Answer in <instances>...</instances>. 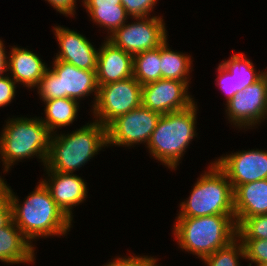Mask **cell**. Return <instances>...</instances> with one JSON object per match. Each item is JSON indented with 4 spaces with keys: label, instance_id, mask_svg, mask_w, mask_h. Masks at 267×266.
Instances as JSON below:
<instances>
[{
    "label": "cell",
    "instance_id": "17",
    "mask_svg": "<svg viewBox=\"0 0 267 266\" xmlns=\"http://www.w3.org/2000/svg\"><path fill=\"white\" fill-rule=\"evenodd\" d=\"M133 56L110 41L102 44L98 53L97 83L106 85L133 77Z\"/></svg>",
    "mask_w": 267,
    "mask_h": 266
},
{
    "label": "cell",
    "instance_id": "15",
    "mask_svg": "<svg viewBox=\"0 0 267 266\" xmlns=\"http://www.w3.org/2000/svg\"><path fill=\"white\" fill-rule=\"evenodd\" d=\"M218 77L215 79L225 92L226 103L240 91L259 80L266 71L256 73L254 64L243 53L232 55L228 60H223L217 67Z\"/></svg>",
    "mask_w": 267,
    "mask_h": 266
},
{
    "label": "cell",
    "instance_id": "2",
    "mask_svg": "<svg viewBox=\"0 0 267 266\" xmlns=\"http://www.w3.org/2000/svg\"><path fill=\"white\" fill-rule=\"evenodd\" d=\"M45 168L74 173L107 146V127L98 121L87 123L70 134H53Z\"/></svg>",
    "mask_w": 267,
    "mask_h": 266
},
{
    "label": "cell",
    "instance_id": "22",
    "mask_svg": "<svg viewBox=\"0 0 267 266\" xmlns=\"http://www.w3.org/2000/svg\"><path fill=\"white\" fill-rule=\"evenodd\" d=\"M168 47L167 40L161 44V79L189 82L191 56Z\"/></svg>",
    "mask_w": 267,
    "mask_h": 266
},
{
    "label": "cell",
    "instance_id": "3",
    "mask_svg": "<svg viewBox=\"0 0 267 266\" xmlns=\"http://www.w3.org/2000/svg\"><path fill=\"white\" fill-rule=\"evenodd\" d=\"M173 234L182 250L203 259L237 237L235 215L177 218Z\"/></svg>",
    "mask_w": 267,
    "mask_h": 266
},
{
    "label": "cell",
    "instance_id": "8",
    "mask_svg": "<svg viewBox=\"0 0 267 266\" xmlns=\"http://www.w3.org/2000/svg\"><path fill=\"white\" fill-rule=\"evenodd\" d=\"M98 86V96L92 110L95 121L105 127L118 116L142 105V85L134 77Z\"/></svg>",
    "mask_w": 267,
    "mask_h": 266
},
{
    "label": "cell",
    "instance_id": "18",
    "mask_svg": "<svg viewBox=\"0 0 267 266\" xmlns=\"http://www.w3.org/2000/svg\"><path fill=\"white\" fill-rule=\"evenodd\" d=\"M7 56V71L12 79L28 88L36 87L48 69L45 62L32 51L13 46Z\"/></svg>",
    "mask_w": 267,
    "mask_h": 266
},
{
    "label": "cell",
    "instance_id": "13",
    "mask_svg": "<svg viewBox=\"0 0 267 266\" xmlns=\"http://www.w3.org/2000/svg\"><path fill=\"white\" fill-rule=\"evenodd\" d=\"M226 174L233 190L245 183L267 179V151L242 150L214 161Z\"/></svg>",
    "mask_w": 267,
    "mask_h": 266
},
{
    "label": "cell",
    "instance_id": "4",
    "mask_svg": "<svg viewBox=\"0 0 267 266\" xmlns=\"http://www.w3.org/2000/svg\"><path fill=\"white\" fill-rule=\"evenodd\" d=\"M53 134L39 117L8 119L0 134V158L4 170L8 172L15 162L34 156L45 166Z\"/></svg>",
    "mask_w": 267,
    "mask_h": 266
},
{
    "label": "cell",
    "instance_id": "16",
    "mask_svg": "<svg viewBox=\"0 0 267 266\" xmlns=\"http://www.w3.org/2000/svg\"><path fill=\"white\" fill-rule=\"evenodd\" d=\"M46 172L49 176L48 181L42 179V182L49 189L58 207L73 221V207L82 203L87 196L86 182L73 173Z\"/></svg>",
    "mask_w": 267,
    "mask_h": 266
},
{
    "label": "cell",
    "instance_id": "14",
    "mask_svg": "<svg viewBox=\"0 0 267 266\" xmlns=\"http://www.w3.org/2000/svg\"><path fill=\"white\" fill-rule=\"evenodd\" d=\"M53 28L60 48L54 60H61L83 70H97L99 50L84 35L59 25Z\"/></svg>",
    "mask_w": 267,
    "mask_h": 266
},
{
    "label": "cell",
    "instance_id": "20",
    "mask_svg": "<svg viewBox=\"0 0 267 266\" xmlns=\"http://www.w3.org/2000/svg\"><path fill=\"white\" fill-rule=\"evenodd\" d=\"M34 249L13 219L0 228V261L7 264L33 263L36 258Z\"/></svg>",
    "mask_w": 267,
    "mask_h": 266
},
{
    "label": "cell",
    "instance_id": "7",
    "mask_svg": "<svg viewBox=\"0 0 267 266\" xmlns=\"http://www.w3.org/2000/svg\"><path fill=\"white\" fill-rule=\"evenodd\" d=\"M36 88L42 101L55 98L80 101L94 92V107L99 86L96 70H83L61 60H54L52 69L46 70Z\"/></svg>",
    "mask_w": 267,
    "mask_h": 266
},
{
    "label": "cell",
    "instance_id": "31",
    "mask_svg": "<svg viewBox=\"0 0 267 266\" xmlns=\"http://www.w3.org/2000/svg\"><path fill=\"white\" fill-rule=\"evenodd\" d=\"M146 256H132L127 257H117L115 260L106 263L104 266H139V263L145 258Z\"/></svg>",
    "mask_w": 267,
    "mask_h": 266
},
{
    "label": "cell",
    "instance_id": "9",
    "mask_svg": "<svg viewBox=\"0 0 267 266\" xmlns=\"http://www.w3.org/2000/svg\"><path fill=\"white\" fill-rule=\"evenodd\" d=\"M133 19L136 20L134 23H125L105 39L132 56L156 49L168 40L164 19L159 15Z\"/></svg>",
    "mask_w": 267,
    "mask_h": 266
},
{
    "label": "cell",
    "instance_id": "34",
    "mask_svg": "<svg viewBox=\"0 0 267 266\" xmlns=\"http://www.w3.org/2000/svg\"><path fill=\"white\" fill-rule=\"evenodd\" d=\"M12 219V206L9 201L2 209H0V228L6 226Z\"/></svg>",
    "mask_w": 267,
    "mask_h": 266
},
{
    "label": "cell",
    "instance_id": "12",
    "mask_svg": "<svg viewBox=\"0 0 267 266\" xmlns=\"http://www.w3.org/2000/svg\"><path fill=\"white\" fill-rule=\"evenodd\" d=\"M189 82L160 79L142 85V106L164 115L192 106L194 98L188 95Z\"/></svg>",
    "mask_w": 267,
    "mask_h": 266
},
{
    "label": "cell",
    "instance_id": "35",
    "mask_svg": "<svg viewBox=\"0 0 267 266\" xmlns=\"http://www.w3.org/2000/svg\"><path fill=\"white\" fill-rule=\"evenodd\" d=\"M4 43L0 39V76L7 72V51H5Z\"/></svg>",
    "mask_w": 267,
    "mask_h": 266
},
{
    "label": "cell",
    "instance_id": "23",
    "mask_svg": "<svg viewBox=\"0 0 267 266\" xmlns=\"http://www.w3.org/2000/svg\"><path fill=\"white\" fill-rule=\"evenodd\" d=\"M133 77L141 84L161 79V45L133 56Z\"/></svg>",
    "mask_w": 267,
    "mask_h": 266
},
{
    "label": "cell",
    "instance_id": "10",
    "mask_svg": "<svg viewBox=\"0 0 267 266\" xmlns=\"http://www.w3.org/2000/svg\"><path fill=\"white\" fill-rule=\"evenodd\" d=\"M160 116L142 105L118 116L107 126V147L111 144L125 147L138 143L147 145Z\"/></svg>",
    "mask_w": 267,
    "mask_h": 266
},
{
    "label": "cell",
    "instance_id": "30",
    "mask_svg": "<svg viewBox=\"0 0 267 266\" xmlns=\"http://www.w3.org/2000/svg\"><path fill=\"white\" fill-rule=\"evenodd\" d=\"M57 12L69 16H75L76 0H46Z\"/></svg>",
    "mask_w": 267,
    "mask_h": 266
},
{
    "label": "cell",
    "instance_id": "33",
    "mask_svg": "<svg viewBox=\"0 0 267 266\" xmlns=\"http://www.w3.org/2000/svg\"><path fill=\"white\" fill-rule=\"evenodd\" d=\"M7 182L4 181V178L0 176V209H2L9 201H10V191L11 187H9Z\"/></svg>",
    "mask_w": 267,
    "mask_h": 266
},
{
    "label": "cell",
    "instance_id": "21",
    "mask_svg": "<svg viewBox=\"0 0 267 266\" xmlns=\"http://www.w3.org/2000/svg\"><path fill=\"white\" fill-rule=\"evenodd\" d=\"M45 103L46 118L41 117V121L53 133H56L59 127H65L72 124L77 119L79 111V101L71 98H55L43 101Z\"/></svg>",
    "mask_w": 267,
    "mask_h": 266
},
{
    "label": "cell",
    "instance_id": "11",
    "mask_svg": "<svg viewBox=\"0 0 267 266\" xmlns=\"http://www.w3.org/2000/svg\"><path fill=\"white\" fill-rule=\"evenodd\" d=\"M225 105L228 120L239 128L255 127L267 118V71L244 91L237 92Z\"/></svg>",
    "mask_w": 267,
    "mask_h": 266
},
{
    "label": "cell",
    "instance_id": "5",
    "mask_svg": "<svg viewBox=\"0 0 267 266\" xmlns=\"http://www.w3.org/2000/svg\"><path fill=\"white\" fill-rule=\"evenodd\" d=\"M197 104L160 116L147 147L150 154L171 169L179 165L196 133ZM196 135V136H195Z\"/></svg>",
    "mask_w": 267,
    "mask_h": 266
},
{
    "label": "cell",
    "instance_id": "24",
    "mask_svg": "<svg viewBox=\"0 0 267 266\" xmlns=\"http://www.w3.org/2000/svg\"><path fill=\"white\" fill-rule=\"evenodd\" d=\"M90 14V18L96 25L107 29L110 35L125 23H127L128 14L122 5L107 7H85ZM104 26V27H103Z\"/></svg>",
    "mask_w": 267,
    "mask_h": 266
},
{
    "label": "cell",
    "instance_id": "28",
    "mask_svg": "<svg viewBox=\"0 0 267 266\" xmlns=\"http://www.w3.org/2000/svg\"><path fill=\"white\" fill-rule=\"evenodd\" d=\"M156 3L157 0H121V5L132 18L150 16Z\"/></svg>",
    "mask_w": 267,
    "mask_h": 266
},
{
    "label": "cell",
    "instance_id": "36",
    "mask_svg": "<svg viewBox=\"0 0 267 266\" xmlns=\"http://www.w3.org/2000/svg\"><path fill=\"white\" fill-rule=\"evenodd\" d=\"M157 259L153 257L146 256L140 263L139 266H158Z\"/></svg>",
    "mask_w": 267,
    "mask_h": 266
},
{
    "label": "cell",
    "instance_id": "19",
    "mask_svg": "<svg viewBox=\"0 0 267 266\" xmlns=\"http://www.w3.org/2000/svg\"><path fill=\"white\" fill-rule=\"evenodd\" d=\"M234 212L237 226L245 218L267 214V179L238 185L234 189Z\"/></svg>",
    "mask_w": 267,
    "mask_h": 266
},
{
    "label": "cell",
    "instance_id": "32",
    "mask_svg": "<svg viewBox=\"0 0 267 266\" xmlns=\"http://www.w3.org/2000/svg\"><path fill=\"white\" fill-rule=\"evenodd\" d=\"M85 7H107L121 5V0H83Z\"/></svg>",
    "mask_w": 267,
    "mask_h": 266
},
{
    "label": "cell",
    "instance_id": "26",
    "mask_svg": "<svg viewBox=\"0 0 267 266\" xmlns=\"http://www.w3.org/2000/svg\"><path fill=\"white\" fill-rule=\"evenodd\" d=\"M239 239H264L267 240V214L245 218L237 226Z\"/></svg>",
    "mask_w": 267,
    "mask_h": 266
},
{
    "label": "cell",
    "instance_id": "1",
    "mask_svg": "<svg viewBox=\"0 0 267 266\" xmlns=\"http://www.w3.org/2000/svg\"><path fill=\"white\" fill-rule=\"evenodd\" d=\"M25 199L19 203L18 197L10 191L13 221L31 243L40 237L65 236L70 230L72 221L58 207L42 181Z\"/></svg>",
    "mask_w": 267,
    "mask_h": 266
},
{
    "label": "cell",
    "instance_id": "27",
    "mask_svg": "<svg viewBox=\"0 0 267 266\" xmlns=\"http://www.w3.org/2000/svg\"><path fill=\"white\" fill-rule=\"evenodd\" d=\"M245 251V259L259 266L267 263V240L264 239H240Z\"/></svg>",
    "mask_w": 267,
    "mask_h": 266
},
{
    "label": "cell",
    "instance_id": "37",
    "mask_svg": "<svg viewBox=\"0 0 267 266\" xmlns=\"http://www.w3.org/2000/svg\"><path fill=\"white\" fill-rule=\"evenodd\" d=\"M259 266H267V263H264V264H260Z\"/></svg>",
    "mask_w": 267,
    "mask_h": 266
},
{
    "label": "cell",
    "instance_id": "6",
    "mask_svg": "<svg viewBox=\"0 0 267 266\" xmlns=\"http://www.w3.org/2000/svg\"><path fill=\"white\" fill-rule=\"evenodd\" d=\"M208 168L197 179L188 199L180 203L176 218L235 215L234 190L226 174L215 162Z\"/></svg>",
    "mask_w": 267,
    "mask_h": 266
},
{
    "label": "cell",
    "instance_id": "29",
    "mask_svg": "<svg viewBox=\"0 0 267 266\" xmlns=\"http://www.w3.org/2000/svg\"><path fill=\"white\" fill-rule=\"evenodd\" d=\"M7 74L5 76H0V107H4L11 103L16 93L17 84L11 77Z\"/></svg>",
    "mask_w": 267,
    "mask_h": 266
},
{
    "label": "cell",
    "instance_id": "25",
    "mask_svg": "<svg viewBox=\"0 0 267 266\" xmlns=\"http://www.w3.org/2000/svg\"><path fill=\"white\" fill-rule=\"evenodd\" d=\"M238 237L224 247L202 259L207 266H240L239 257L245 259V251Z\"/></svg>",
    "mask_w": 267,
    "mask_h": 266
}]
</instances>
